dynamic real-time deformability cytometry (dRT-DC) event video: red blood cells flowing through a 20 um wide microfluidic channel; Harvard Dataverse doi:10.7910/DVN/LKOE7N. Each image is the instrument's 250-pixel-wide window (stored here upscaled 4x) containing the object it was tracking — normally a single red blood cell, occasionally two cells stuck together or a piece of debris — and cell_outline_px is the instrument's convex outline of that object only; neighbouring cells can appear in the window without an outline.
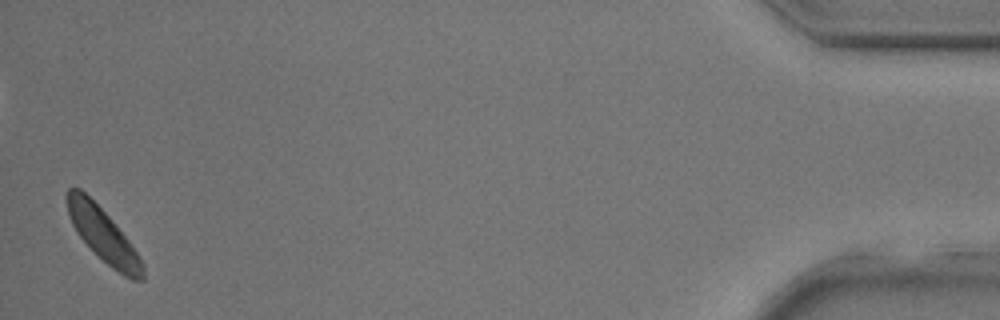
{"species": "common noctule bat (a hibernating species)", "species_latin": "Nyctalus noctula", "temperature_condition": "room temperature", "stored_images_in_passage": 30, "camera_frame_rate_fps": 3000, "um_per_image_px": 0.085, "animal": {"sex": "male", "body_mass_g": 17.9, "forearm_length_mm": 54.2}, "frame": {"image": 1, "passage_image": 30, "time_ms": 9.667, "image_size_px": [1000, 320], "cell_outline_px": [[144, 280], [132, 280], [124, 276], [112, 268], [76, 232], [68, 216], [64, 196], [68, 188], [80, 188], [112, 220], [128, 240], [144, 264]], "centroid_in_image_um": [8.74, 19.95], "position_along_channel_um": 426.5, "area_um2": 23.12}}